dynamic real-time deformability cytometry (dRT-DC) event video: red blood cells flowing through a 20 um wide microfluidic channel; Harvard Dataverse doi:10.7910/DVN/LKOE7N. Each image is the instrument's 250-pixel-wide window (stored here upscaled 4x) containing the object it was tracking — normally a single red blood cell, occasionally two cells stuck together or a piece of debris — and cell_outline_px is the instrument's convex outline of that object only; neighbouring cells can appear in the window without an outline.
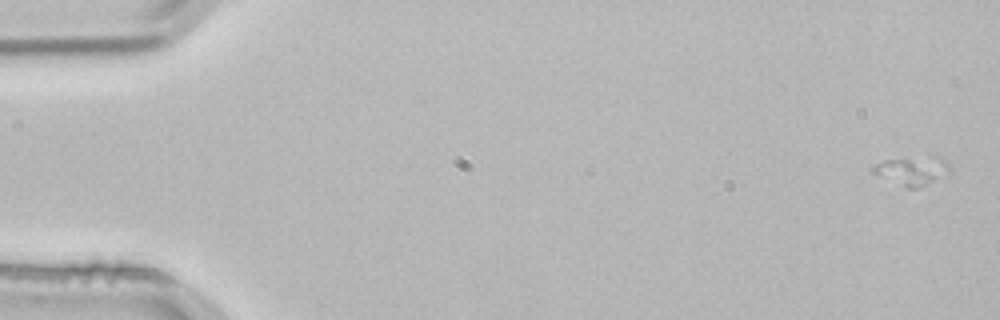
{"species": "common noctule bat (a hibernating species)", "species_latin": "Nyctalus noctula", "temperature_condition": "room temperature", "stored_images_in_passage": 4, "camera_frame_rate_fps": 3000, "um_per_image_px": 0.085, "animal": {"sex": "male", "body_mass_g": 21.5, "forearm_length_mm": 52.0}, "frame": {"image": 1, "passage_image": 1, "time_ms": 0.0, "image_size_px": [1000, 320], "cell_outline_px": [[948, 172], [916, 188], [908, 188], [876, 176], [872, 172], [872, 168], [876, 164], [884, 160], [940, 156], [948, 164]], "centroid_in_image_um": [77.46, 14.5], "position_along_channel_um": 7.5, "area_um2": 12.25}}